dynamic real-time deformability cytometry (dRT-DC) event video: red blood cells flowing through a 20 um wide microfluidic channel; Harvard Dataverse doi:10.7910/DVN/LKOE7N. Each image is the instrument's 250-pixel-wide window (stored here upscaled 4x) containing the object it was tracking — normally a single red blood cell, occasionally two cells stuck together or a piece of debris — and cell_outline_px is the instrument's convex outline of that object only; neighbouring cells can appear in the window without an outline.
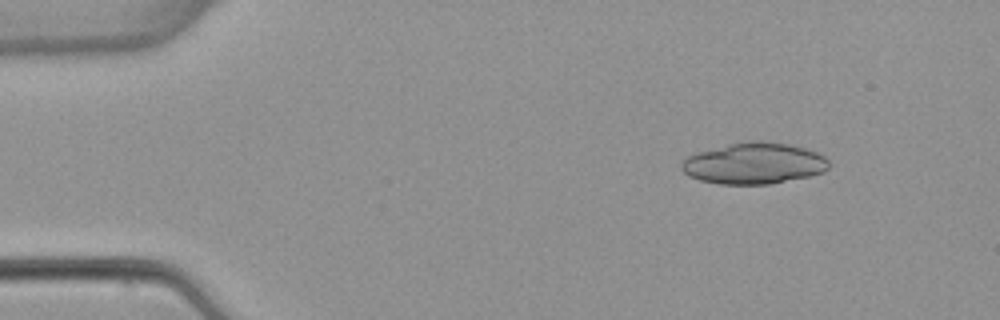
{"species": "common noctule bat (a hibernating species)", "species_latin": "Nyctalus noctula", "temperature_condition": "warm", "stored_images_in_passage": 4, "camera_frame_rate_fps": 3000, "um_per_image_px": 0.085, "animal": {"sex": "female", "body_mass_g": 22.7, "forearm_length_mm": 54.2}, "frame": {"image": 1, "passage_image": 2, "time_ms": 1.333, "image_size_px": [1000, 320], "cell_outline_px": [[828, 168], [824, 172], [808, 176], [768, 184], [720, 184], [700, 180], [688, 176], [680, 168], [680, 164], [688, 156], [700, 152], [728, 144], [744, 140], [756, 140], [788, 144], [804, 148], [816, 152], [824, 156], [828, 160]], "centroid_in_image_um": [64.07, 13.88], "position_along_channel_um": 20.9, "area_um2": 35.26}}